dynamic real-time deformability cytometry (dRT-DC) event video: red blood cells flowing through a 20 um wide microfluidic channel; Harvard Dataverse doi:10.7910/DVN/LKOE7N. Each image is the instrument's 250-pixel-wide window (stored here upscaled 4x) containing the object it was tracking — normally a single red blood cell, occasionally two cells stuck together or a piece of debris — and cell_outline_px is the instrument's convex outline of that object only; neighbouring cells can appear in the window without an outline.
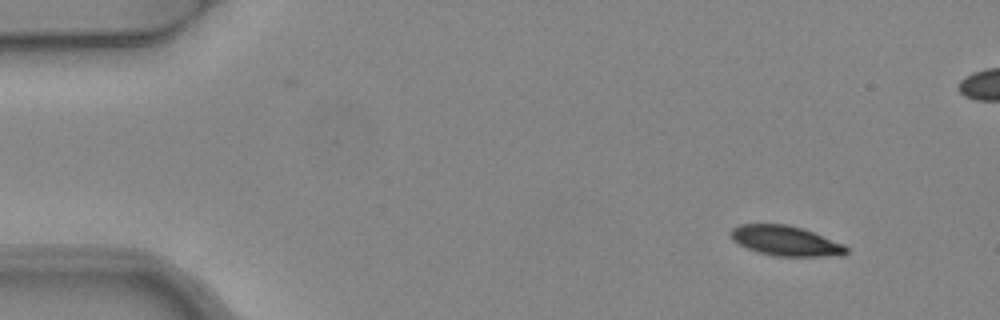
{"species": "common noctule bat (a hibernating species)", "species_latin": "Nyctalus noctula", "temperature_condition": "warm", "stored_images_in_passage": 6, "segment_of_instrument_passage": [1, 2], "camera_frame_rate_fps": 3000, "um_per_image_px": 0.085, "animal": {"sex": "female", "body_mass_g": 24.6, "forearm_length_mm": 56.2}, "frame": {"image": 1, "passage_image": 1, "time_ms": 0.0, "image_size_px": [1000, 320], "cell_outline_px": [[848, 252], [844, 256], [776, 256], [756, 252], [732, 240], [728, 232], [732, 228], [740, 224], [788, 224], [804, 228], [844, 244], [848, 248]], "centroid_in_image_um": [66.79, 20.46], "position_along_channel_um": 18.2, "area_um2": 20.46}}
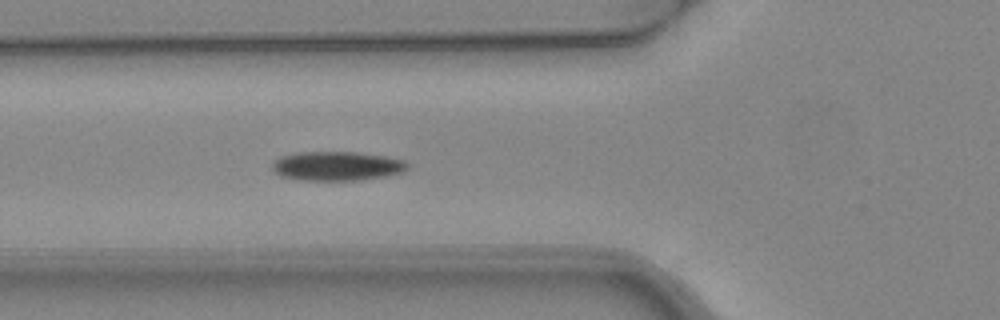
{"frame": {"image": 2, "passage_image": 5, "time_ms": 1.333, "image_size_px": [1000, 320], "cell_outline_px": [[408, 168], [400, 172], [384, 176], [360, 180], [296, 180], [280, 176], [272, 172], [272, 164], [280, 156], [300, 152], [356, 152], [384, 156], [404, 160], [408, 164]], "centroid_in_image_um": [28.58, 14.12], "position_along_channel_um": 97.2, "area_um2": 23.0}}